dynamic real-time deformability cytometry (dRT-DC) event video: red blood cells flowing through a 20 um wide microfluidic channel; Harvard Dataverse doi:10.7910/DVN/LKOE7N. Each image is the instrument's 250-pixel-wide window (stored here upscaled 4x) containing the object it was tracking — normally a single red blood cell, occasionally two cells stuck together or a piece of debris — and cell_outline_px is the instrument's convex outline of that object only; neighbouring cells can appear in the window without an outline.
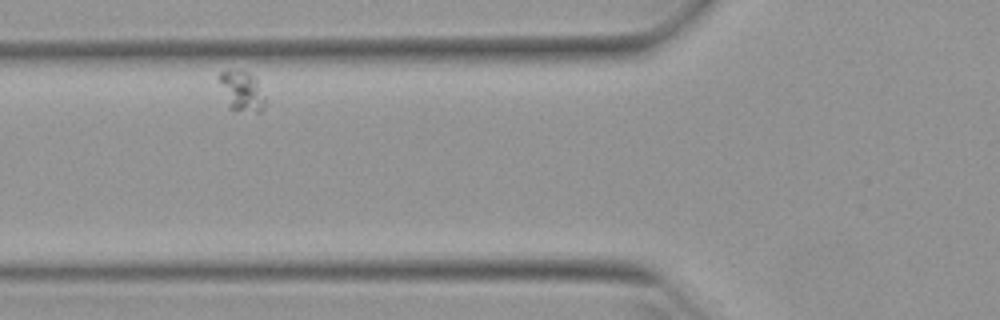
{"species": "Egyptian fruit bat (a non-hibernating species)", "species_latin": "Rousettus aegyptiacus", "temperature_condition": "warm", "stored_images_in_passage": 34, "camera_frame_rate_fps": 3000, "um_per_image_px": 0.085, "animal": {"sex": "female"}, "frame": {"image": 1, "passage_image": 6, "time_ms": 1.667, "image_size_px": [1000, 320], "cell_outline_px": [[264, 108], [260, 112], [256, 112], [228, 108], [220, 80], [220, 72], [228, 68], [248, 72], [256, 80], [264, 96]], "centroid_in_image_um": [20.54, 7.72], "position_along_channel_um": 105.3, "area_um2": 10.46}}
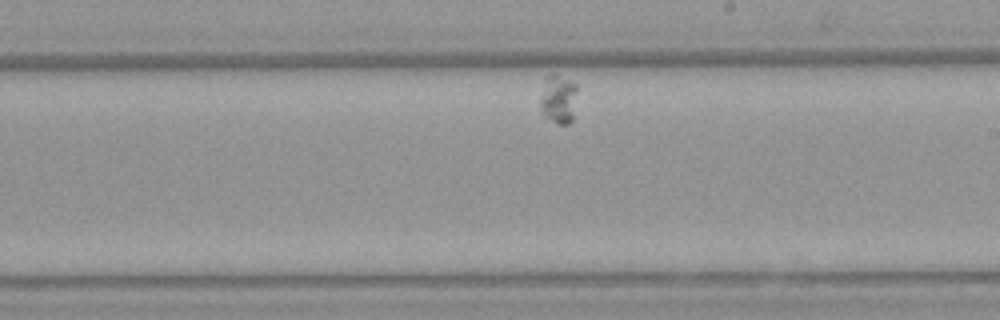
{"frame": {"image": 2, "passage_image": 20, "time_ms": 6.333, "image_size_px": [1000, 320], "cell_outline_px": [[576, 88], [572, 120], [568, 124], [556, 124], [544, 120], [540, 108], [540, 96], [544, 76], [552, 72], [576, 84]], "centroid_in_image_um": [47.38, 8.43], "position_along_channel_um": 241.6, "area_um2": 10.87}}
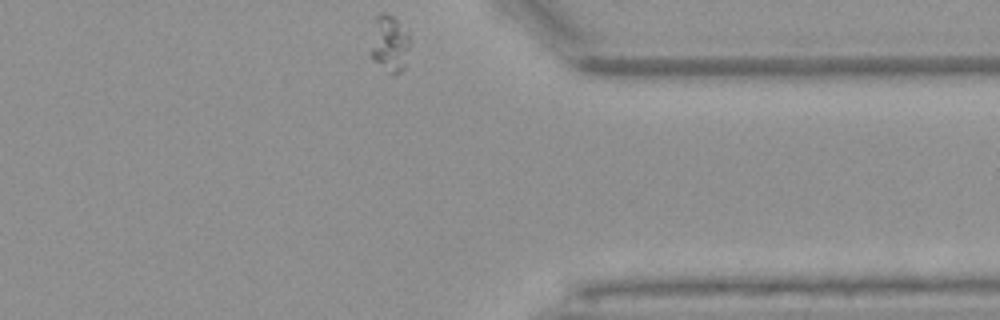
{"frame": {"image": 3, "passage_image": 34, "time_ms": 11.0, "image_size_px": [1000, 320], "cell_outline_px": [[408, 48], [404, 68], [396, 76], [392, 76], [372, 56], [372, 48], [376, 16], [380, 12], [384, 12], [392, 16], [408, 32]], "centroid_in_image_um": [33.14, 3.72], "position_along_channel_um": 378.3, "area_um2": 12.31}}